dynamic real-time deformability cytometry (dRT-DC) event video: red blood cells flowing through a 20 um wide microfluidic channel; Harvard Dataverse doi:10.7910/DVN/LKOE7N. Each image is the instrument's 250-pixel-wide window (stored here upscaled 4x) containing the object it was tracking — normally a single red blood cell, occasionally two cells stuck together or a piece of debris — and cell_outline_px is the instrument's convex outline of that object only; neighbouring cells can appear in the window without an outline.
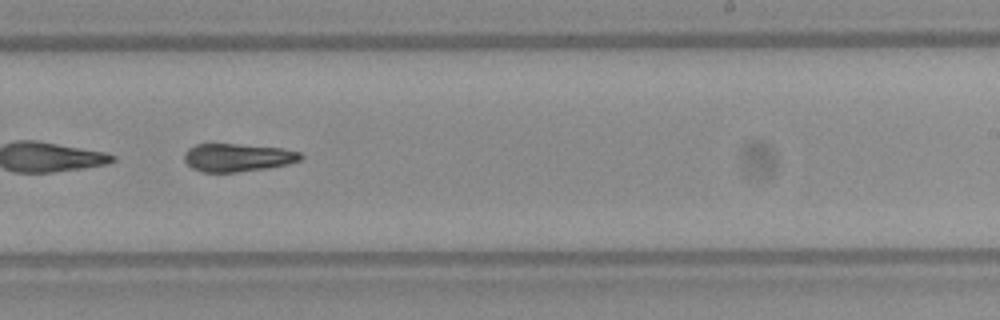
{"species": "Egyptian fruit bat (a non-hibernating species)", "species_latin": "Rousettus aegyptiacus", "temperature_condition": "warm", "stored_images_in_passage": 36, "camera_frame_rate_fps": 3000, "um_per_image_px": 0.085, "frame": {"image": 1, "passage_image": 16, "time_ms": 5.0, "image_size_px": [1000, 320], "cell_outline_px": [[304, 156], [300, 160], [288, 164], [264, 168], [236, 172], [200, 172], [192, 168], [184, 160], [184, 152], [188, 148], [196, 144], [236, 144], [280, 148], [300, 152]], "centroid_in_image_um": [20.16, 13.39], "position_along_channel_um": 268.8, "area_um2": 18.9}}